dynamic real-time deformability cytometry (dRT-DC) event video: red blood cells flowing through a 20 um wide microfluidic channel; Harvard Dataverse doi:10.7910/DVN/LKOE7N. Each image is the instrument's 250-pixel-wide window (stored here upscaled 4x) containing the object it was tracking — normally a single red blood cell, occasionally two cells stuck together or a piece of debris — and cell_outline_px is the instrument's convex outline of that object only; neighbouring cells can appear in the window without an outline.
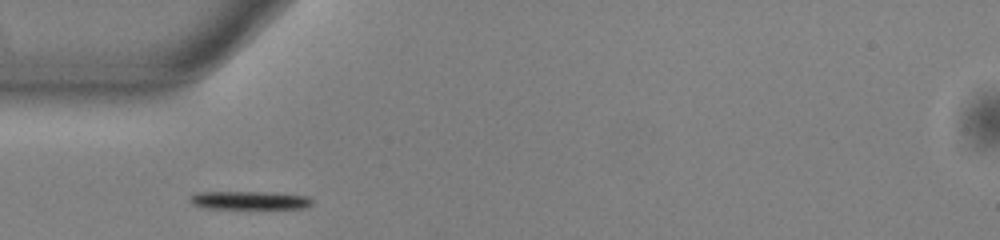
{"species": "common noctule bat (a hibernating species)", "species_latin": "Nyctalus noctula", "temperature_condition": "warm", "stored_images_in_passage": 38, "camera_frame_rate_fps": 3000, "um_per_image_px": 0.085, "animal": {"sex": "male", "body_mass_g": 13.0, "forearm_length_mm": 53.1}, "frame": {"image": 1, "passage_image": 1, "time_ms": 0.0, "image_size_px": [1000, 240], "cell_outline_px": [[312, 204], [304, 208], [208, 208], [192, 204], [188, 200], [188, 196], [196, 192], [272, 192], [308, 196], [312, 200]], "centroid_in_image_um": [21.17, 17.01], "position_along_channel_um": 63.8, "area_um2": 13.01}}
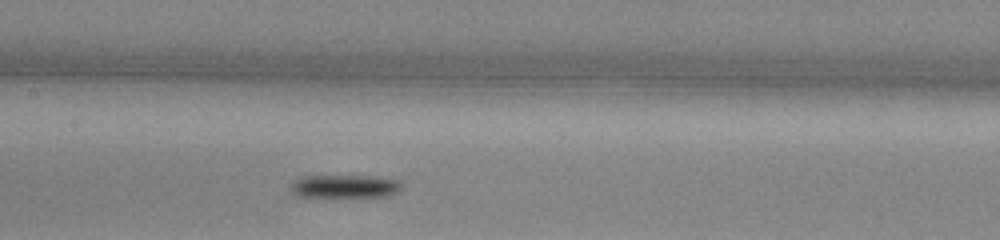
{"frame": {"image": 2, "passage_image": 10, "time_ms": 3.0, "image_size_px": [1000, 240], "cell_outline_px": [[404, 188], [400, 192], [388, 196], [300, 196], [292, 192], [292, 184], [296, 180], [304, 176], [376, 176], [396, 180]], "centroid_in_image_um": [29.39, 15.83], "position_along_channel_um": 178.0, "area_um2": 14.68}}
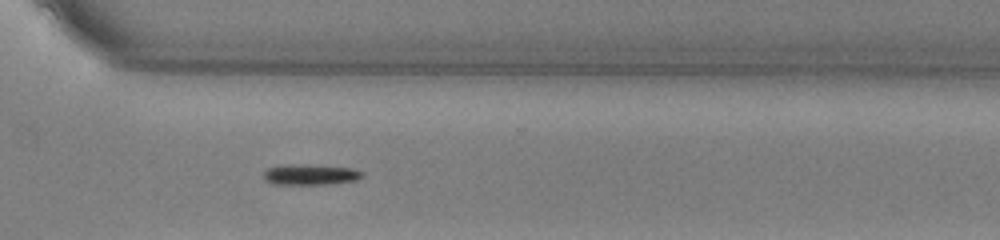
{"frame": {"image": 3, "passage_image": 23, "time_ms": 7.333, "image_size_px": [1000, 240], "cell_outline_px": [[364, 176], [356, 180], [328, 184], [272, 184], [264, 180], [264, 172], [268, 168], [352, 168], [364, 172]], "centroid_in_image_um": [26.45, 14.93], "position_along_channel_um": 344.1, "area_um2": 10.46}, "authors_computed_cell_mechanics": {"area_um2": 12.5137, "velocity_mm_per_s": 3.8438, "shape_relaxation_time_tau1_ms": 2.0132, "shape_relaxation_time_tau2_ms": null, "deformation_change_tau1": 0.1621, "deformation_change_tau2": null}}